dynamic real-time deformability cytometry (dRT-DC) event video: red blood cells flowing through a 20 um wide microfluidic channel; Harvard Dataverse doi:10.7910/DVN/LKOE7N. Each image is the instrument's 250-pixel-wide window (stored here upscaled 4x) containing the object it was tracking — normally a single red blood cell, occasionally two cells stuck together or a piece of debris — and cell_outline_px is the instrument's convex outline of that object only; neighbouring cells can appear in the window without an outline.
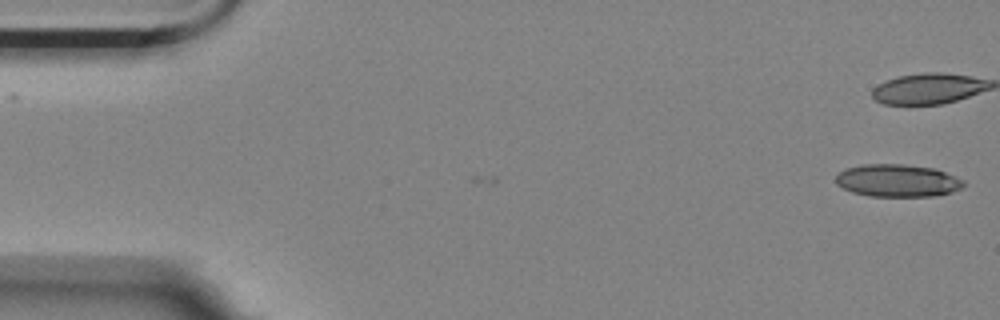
{"species": "Egyptian fruit bat (a non-hibernating species)", "species_latin": "Rousettus aegyptiacus", "temperature_condition": "room temperature", "stored_images_in_passage": 3, "camera_frame_rate_fps": 3000, "um_per_image_px": 0.085, "animal": {"sex": "female"}, "frame": {"image": 1, "passage_image": 1, "time_ms": 0.0, "image_size_px": [1000, 320], "cell_outline_px": [[964, 188], [952, 192], [932, 196], [868, 196], [852, 192], [836, 184], [836, 176], [844, 168], [860, 164], [904, 164], [932, 168], [956, 176], [964, 180]], "centroid_in_image_um": [76.28, 15.35], "position_along_channel_um": 8.7, "area_um2": 24.33}}